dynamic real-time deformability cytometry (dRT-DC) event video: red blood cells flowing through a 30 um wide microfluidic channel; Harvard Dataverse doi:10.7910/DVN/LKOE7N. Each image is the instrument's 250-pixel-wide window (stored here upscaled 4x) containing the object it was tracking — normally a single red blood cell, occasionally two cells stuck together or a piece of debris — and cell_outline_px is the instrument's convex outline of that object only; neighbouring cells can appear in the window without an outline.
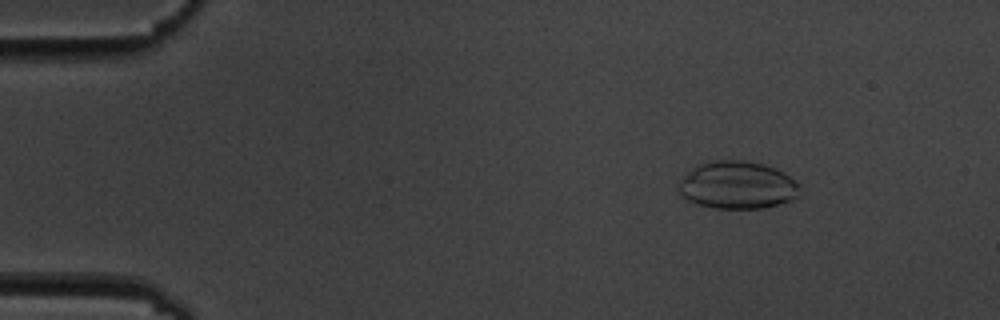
{"species": "common noctule bat (a hibernating species)", "species_latin": "Nyctalus noctula", "temperature_condition": "cold", "stored_images_in_passage": 5, "camera_frame_rate_fps": 3000, "um_per_image_px": 0.085, "animal": {"sex": "male", "body_mass_g": 19.5, "forearm_length_mm": 54.6}, "frame": {"image": 1, "passage_image": 2, "time_ms": 1.0, "image_size_px": [1000, 320], "cell_outline_px": [[800, 188], [796, 196], [792, 200], [764, 208], [716, 208], [696, 204], [688, 200], [680, 192], [680, 180], [696, 164], [716, 160], [744, 160], [764, 164], [784, 172], [796, 180], [800, 184]], "centroid_in_image_um": [62.7, 15.73], "position_along_channel_um": 22.3, "area_um2": 33.58}}
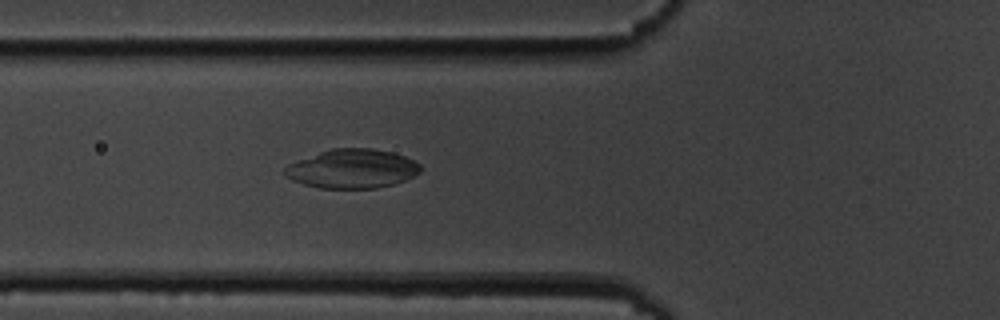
{"frame": {"image": 2, "passage_image": 5, "time_ms": 5.333, "image_size_px": [1000, 320], "cell_outline_px": [[420, 172], [404, 180], [392, 184], [376, 188], [320, 188], [304, 184], [292, 180], [284, 176], [284, 168], [288, 164], [296, 160], [332, 148], [372, 148], [392, 152], [404, 156], [420, 164]], "centroid_in_image_um": [29.9, 14.34], "position_along_channel_um": 95.9, "area_um2": 30.75}}